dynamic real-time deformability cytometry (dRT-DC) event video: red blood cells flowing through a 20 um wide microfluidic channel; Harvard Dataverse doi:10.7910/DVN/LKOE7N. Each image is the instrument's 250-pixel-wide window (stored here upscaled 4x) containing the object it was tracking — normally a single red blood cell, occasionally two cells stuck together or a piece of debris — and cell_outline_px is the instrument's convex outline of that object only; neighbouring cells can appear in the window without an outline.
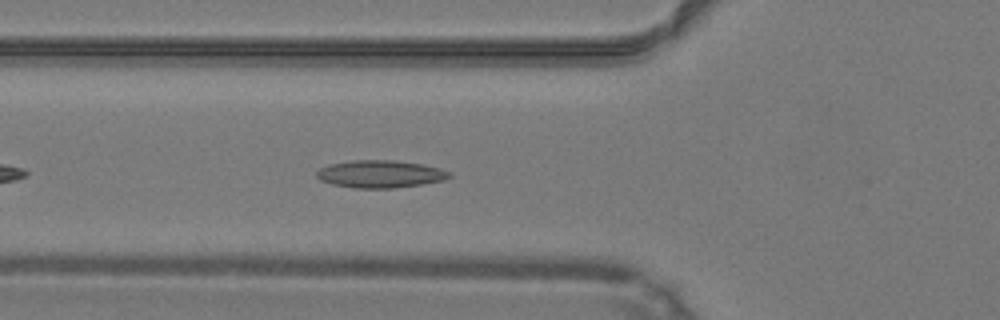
{"species": "common noctule bat (a hibernating species)", "species_latin": "Nyctalus noctula", "temperature_condition": "warm", "stored_images_in_passage": 38, "camera_frame_rate_fps": 3000, "um_per_image_px": 0.085, "animal": {"sex": "male", "body_mass_g": 19.2, "forearm_length_mm": 51.8}, "frame": {"image": 1, "passage_image": 6, "time_ms": 1.667, "image_size_px": [1000, 320], "cell_outline_px": [[452, 176], [444, 180], [396, 188], [352, 188], [332, 184], [320, 180], [316, 176], [316, 172], [320, 168], [328, 164], [352, 160], [392, 160], [424, 164], [440, 168], [448, 172]], "centroid_in_image_um": [32.29, 14.79], "position_along_channel_um": 93.5, "area_um2": 21.33}}
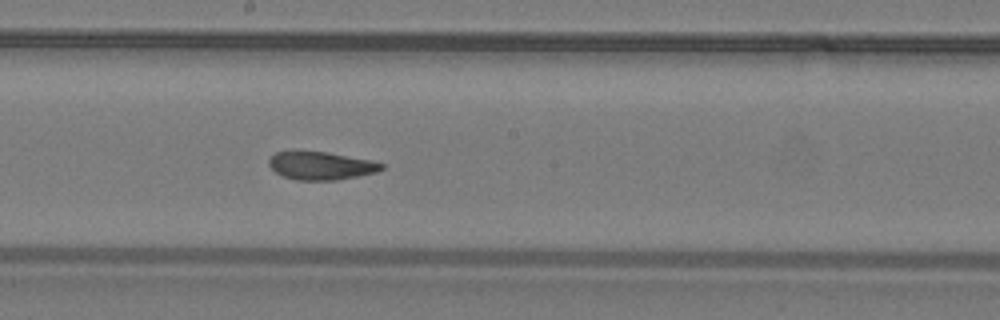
{"frame": {"image": 2, "passage_image": 15, "time_ms": 4.667, "image_size_px": [1000, 320], "cell_outline_px": [[384, 168], [376, 172], [336, 180], [296, 180], [284, 176], [276, 172], [268, 164], [268, 160], [276, 152], [292, 148], [300, 148], [328, 152], [372, 160], [384, 164]], "centroid_in_image_um": [27.22, 14.03], "position_along_channel_um": 221.0, "area_um2": 19.02}}
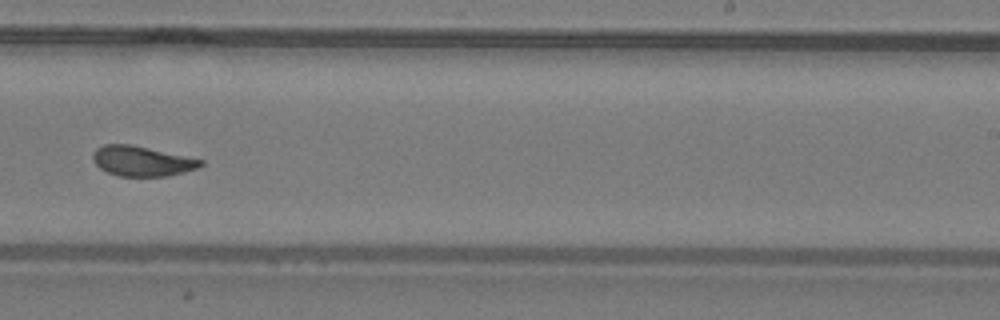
{"frame": {"image": 3, "passage_image": 19, "time_ms": 6.0, "image_size_px": [1000, 320], "cell_outline_px": [[204, 164], [196, 168], [184, 172], [168, 176], [120, 176], [108, 172], [100, 168], [92, 160], [92, 156], [96, 148], [104, 144], [128, 144], [204, 160]], "centroid_in_image_um": [12.04, 13.7], "position_along_channel_um": 277.0, "area_um2": 18.61}, "authors_computed_cell_mechanics": {"area_um2": 19.5075, "velocity_mm_per_s": 4.2267, "shape_relaxation_time_tau1_ms": 5.3838, "shape_relaxation_time_tau2_ms": 1.393, "deformation_change_tau1": 0.1737, "deformation_change_tau2": 0.0851}}